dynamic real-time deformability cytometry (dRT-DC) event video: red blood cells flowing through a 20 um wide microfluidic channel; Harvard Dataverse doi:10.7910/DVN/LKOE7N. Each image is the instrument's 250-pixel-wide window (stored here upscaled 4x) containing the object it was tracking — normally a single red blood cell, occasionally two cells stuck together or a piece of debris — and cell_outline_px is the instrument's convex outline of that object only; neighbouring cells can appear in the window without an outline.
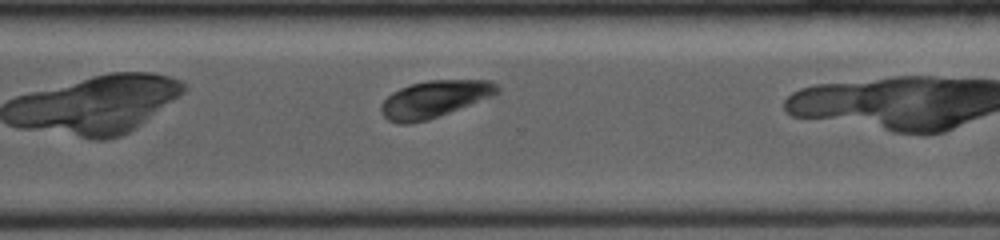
{"species": "common noctule bat (a hibernating species)", "species_latin": "Nyctalus noctula", "temperature_condition": "room temperature", "stored_images_in_passage": 20, "camera_frame_rate_fps": 4000, "um_per_image_px": 0.085, "animal": {"sex": "female", "body_mass_g": 19.0, "forearm_length_mm": 53.3}, "frame": {"image": 1, "passage_image": 17, "time_ms": 6.5, "image_size_px": [1000, 240], "cell_outline_px": [[500, 92], [492, 96], [428, 120], [408, 124], [396, 124], [388, 120], [380, 112], [380, 104], [392, 92], [400, 88], [412, 84], [428, 80], [492, 80], [500, 88]], "centroid_in_image_um": [36.9, 8.42], "position_along_channel_um": 333.7, "area_um2": 25.03}}